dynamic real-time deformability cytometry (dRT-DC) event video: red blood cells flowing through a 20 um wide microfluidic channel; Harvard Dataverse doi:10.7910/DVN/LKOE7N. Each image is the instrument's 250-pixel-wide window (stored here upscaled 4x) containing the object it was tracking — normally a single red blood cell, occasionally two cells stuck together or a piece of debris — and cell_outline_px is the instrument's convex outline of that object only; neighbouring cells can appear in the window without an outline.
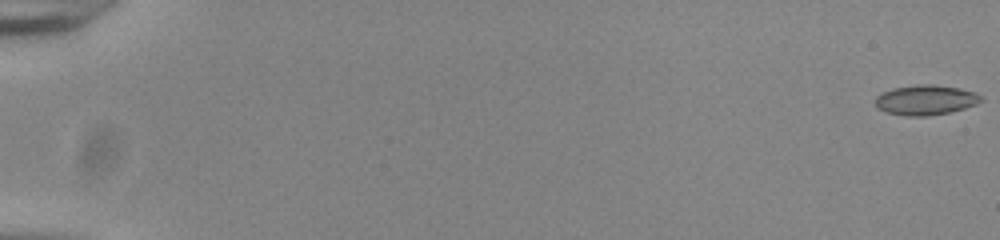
{"species": "common noctule bat (a hibernating species)", "species_latin": "Nyctalus noctula", "temperature_condition": "room temperature", "stored_images_in_passage": 54, "camera_frame_rate_fps": 3000, "um_per_image_px": 0.085, "animal": {"sex": "male", "body_mass_g": 20.0, "forearm_length_mm": 53.3}, "frame": {"image": 1, "passage_image": 1, "time_ms": 0.0, "image_size_px": [1000, 240], "cell_outline_px": [[984, 100], [976, 104], [964, 108], [948, 112], [928, 116], [908, 116], [884, 112], [876, 108], [876, 96], [892, 88], [916, 84], [932, 84], [960, 88], [976, 92], [984, 96]], "centroid_in_image_um": [78.7, 8.49], "position_along_channel_um": 6.3, "area_um2": 18.67}}
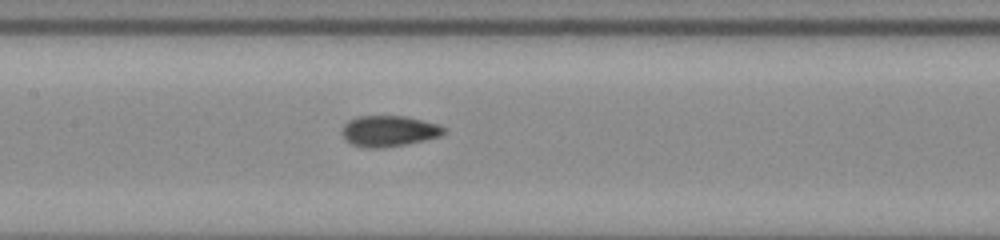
{"frame": {"image": 2, "passage_image": 29, "time_ms": 9.333, "image_size_px": [1000, 240], "cell_outline_px": [[448, 132], [440, 136], [408, 144], [384, 148], [364, 148], [352, 144], [344, 140], [340, 132], [344, 124], [348, 120], [356, 116], [408, 116], [440, 124], [448, 128]], "centroid_in_image_um": [33.08, 11.14], "position_along_channel_um": 174.3, "area_um2": 18.96}}
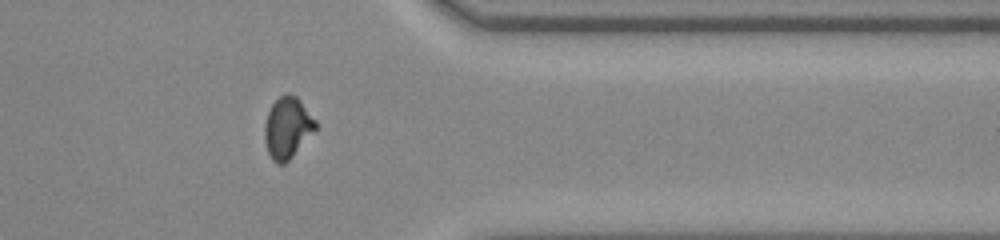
{"frame": {"image": 3, "passage_image": 46, "time_ms": 15.0, "image_size_px": [1000, 240], "cell_outline_px": [[316, 128], [292, 156], [284, 164], [276, 164], [272, 160], [268, 152], [264, 140], [264, 124], [268, 112], [272, 104], [284, 92], [288, 92], [296, 96], [300, 100], [316, 120]], "centroid_in_image_um": [24.4, 10.83], "position_along_channel_um": 387.0, "area_um2": 18.09}}